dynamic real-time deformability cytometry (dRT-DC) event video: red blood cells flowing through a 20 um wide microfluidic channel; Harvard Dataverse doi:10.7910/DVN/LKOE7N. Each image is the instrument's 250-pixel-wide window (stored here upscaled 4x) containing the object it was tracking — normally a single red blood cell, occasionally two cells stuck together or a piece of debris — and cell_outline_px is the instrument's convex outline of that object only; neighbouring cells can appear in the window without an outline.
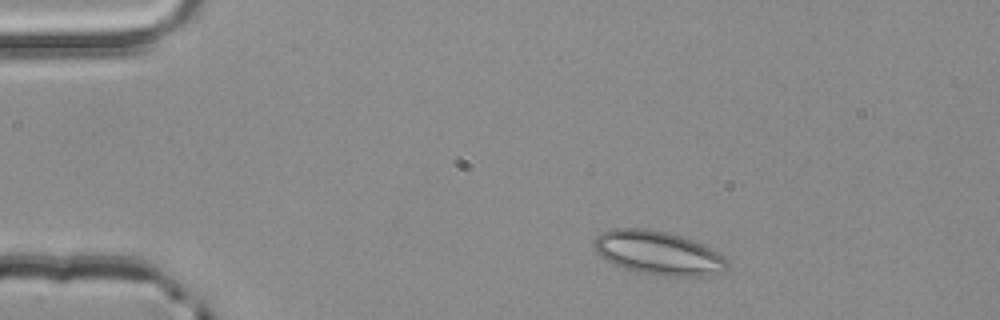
{"species": "common noctule bat (a hibernating species)", "species_latin": "Nyctalus noctula", "temperature_condition": "room temperature", "stored_images_in_passage": 3, "camera_frame_rate_fps": 3000, "um_per_image_px": 0.085, "animal": {"sex": "male", "body_mass_g": 20.4}, "frame": {"image": 1, "passage_image": 2, "time_ms": 0.333, "image_size_px": [1000, 320], "cell_outline_px": [[728, 268], [724, 272], [708, 276], [664, 276], [636, 272], [612, 264], [600, 256], [592, 248], [596, 236], [600, 232], [612, 228], [648, 228], [668, 232], [692, 240], [712, 248], [724, 256], [728, 264]], "centroid_in_image_um": [55.94, 21.5], "position_along_channel_um": 29.1, "area_um2": 34.45}}